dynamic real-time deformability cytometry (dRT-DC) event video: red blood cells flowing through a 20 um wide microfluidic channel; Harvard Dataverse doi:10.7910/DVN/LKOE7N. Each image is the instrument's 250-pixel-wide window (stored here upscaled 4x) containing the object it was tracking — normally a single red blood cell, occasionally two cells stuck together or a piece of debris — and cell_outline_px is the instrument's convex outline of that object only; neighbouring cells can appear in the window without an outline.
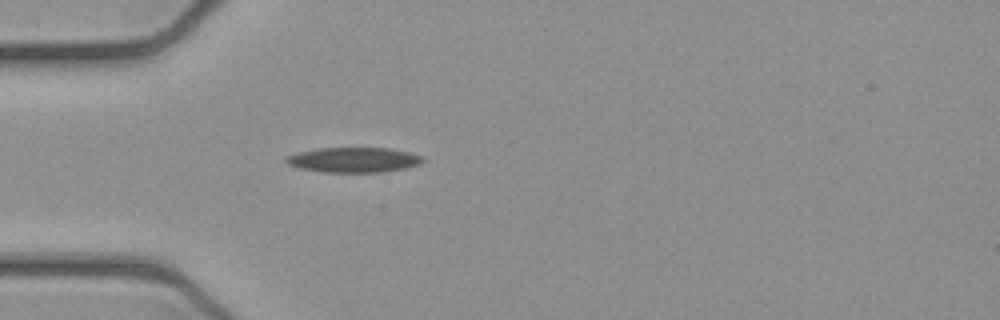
{"species": "common noctule bat (a hibernating species)", "species_latin": "Nyctalus noctula", "temperature_condition": "cold", "stored_images_in_passage": 39, "camera_frame_rate_fps": 3000, "um_per_image_px": 0.085, "animal": {"sex": "female", "body_mass_g": 21.9}, "frame": {"image": 1, "passage_image": 1, "time_ms": 0.0, "image_size_px": [1000, 320], "cell_outline_px": [[428, 160], [420, 164], [404, 168], [384, 172], [324, 172], [300, 168], [288, 164], [284, 160], [284, 156], [296, 152], [320, 148], [388, 148], [408, 152], [424, 156]], "centroid_in_image_um": [30.07, 13.58], "position_along_channel_um": 54.9, "area_um2": 20.11}}
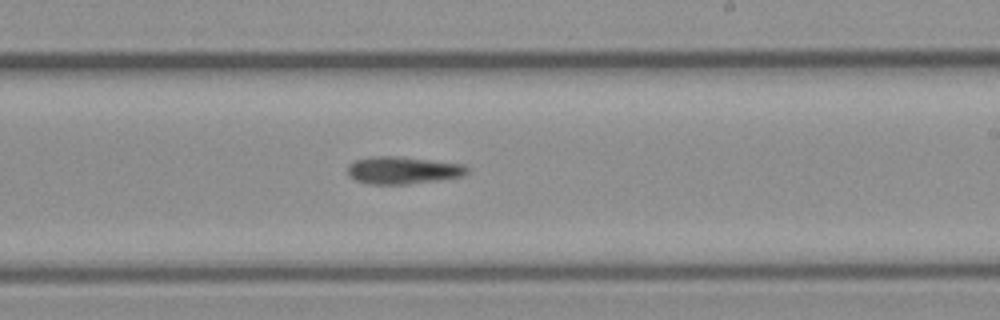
{"frame": {"image": 2, "passage_image": 17, "time_ms": 5.333, "image_size_px": [1000, 320], "cell_outline_px": [[468, 172], [464, 176], [408, 184], [368, 184], [356, 180], [348, 176], [348, 164], [356, 160], [376, 156], [400, 156], [464, 164], [468, 168]], "centroid_in_image_um": [34.25, 14.47], "position_along_channel_um": 254.8, "area_um2": 19.07}}
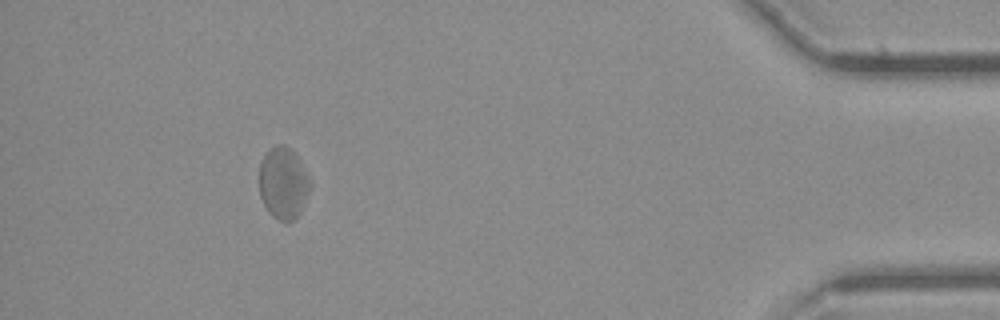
{"frame": {"image": 3, "passage_image": 34, "time_ms": 11.0, "image_size_px": [1000, 320], "cell_outline_px": [[312, 184], [300, 212], [292, 220], [280, 220], [272, 216], [268, 212], [260, 196], [260, 164], [268, 148], [276, 144], [284, 144], [296, 152]], "centroid_in_image_um": [24.08, 15.51], "position_along_channel_um": 411.1, "area_um2": 21.27}}